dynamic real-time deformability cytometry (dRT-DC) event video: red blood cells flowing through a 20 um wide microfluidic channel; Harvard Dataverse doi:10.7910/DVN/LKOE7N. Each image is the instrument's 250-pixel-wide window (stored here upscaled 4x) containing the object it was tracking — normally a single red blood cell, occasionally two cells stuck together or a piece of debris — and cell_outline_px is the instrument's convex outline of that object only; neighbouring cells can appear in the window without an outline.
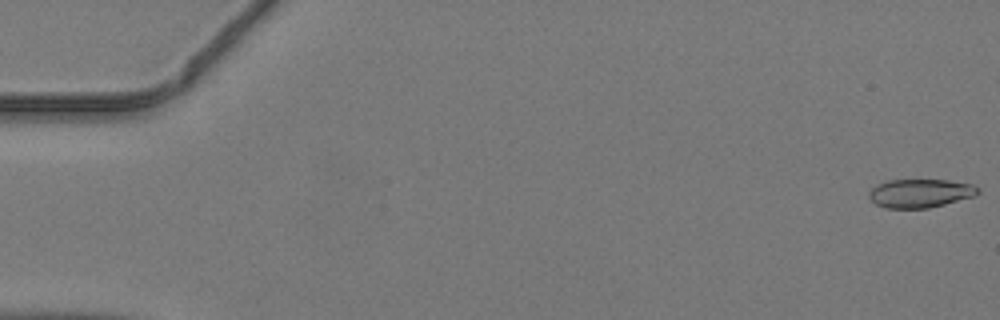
{"species": "common noctule bat (a hibernating species)", "species_latin": "Nyctalus noctula", "temperature_condition": "warm", "stored_images_in_passage": 42, "camera_frame_rate_fps": 3000, "um_per_image_px": 0.085, "animal": {"sex": "male", "body_mass_g": 19.2, "forearm_length_mm": 51.8}, "frame": {"image": 1, "passage_image": 1, "time_ms": 0.0, "image_size_px": [1000, 320], "cell_outline_px": [[980, 192], [972, 196], [944, 204], [928, 208], [884, 208], [876, 204], [868, 196], [868, 192], [876, 184], [888, 180], [948, 180], [972, 184], [980, 188]], "centroid_in_image_um": [78.19, 16.42], "position_along_channel_um": 6.8, "area_um2": 18.09}}
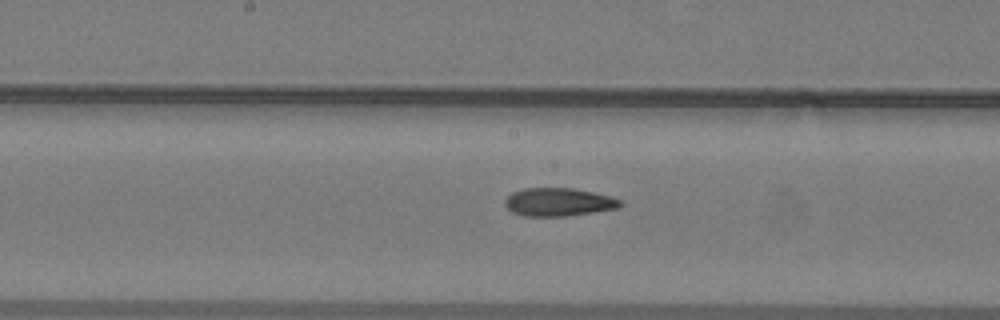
{"frame": {"image": 2, "passage_image": 25, "time_ms": 8.0, "image_size_px": [1000, 320], "cell_outline_px": [[624, 204], [620, 208], [564, 216], [524, 216], [512, 212], [504, 204], [504, 200], [512, 192], [524, 188], [576, 188], [608, 196], [620, 200]], "centroid_in_image_um": [47.46, 17.17], "position_along_channel_um": 200.7, "area_um2": 18.9}}
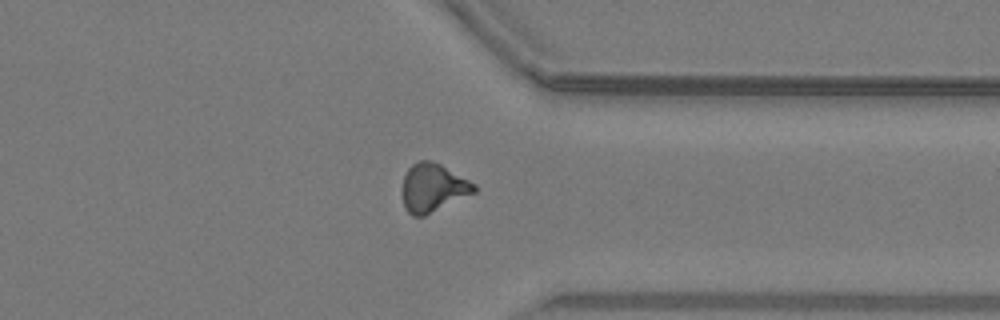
{"frame": {"image": 3, "passage_image": 37, "time_ms": 12.0, "image_size_px": [1000, 320], "cell_outline_px": [[476, 192], [424, 216], [412, 216], [404, 208], [404, 176], [408, 168], [412, 164], [420, 160], [428, 160], [440, 164], [476, 184]], "centroid_in_image_um": [36.82, 15.96], "position_along_channel_um": 374.6, "area_um2": 19.94}}